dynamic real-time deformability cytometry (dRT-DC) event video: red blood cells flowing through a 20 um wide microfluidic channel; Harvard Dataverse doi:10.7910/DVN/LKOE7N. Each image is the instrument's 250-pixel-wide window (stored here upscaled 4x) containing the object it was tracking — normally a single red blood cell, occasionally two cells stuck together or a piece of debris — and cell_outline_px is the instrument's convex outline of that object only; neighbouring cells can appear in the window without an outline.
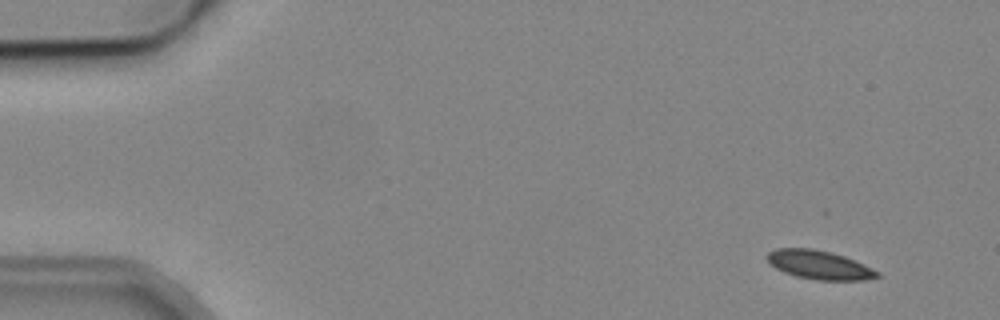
{"species": "common noctule bat (a hibernating species)", "species_latin": "Nyctalus noctula", "temperature_condition": "cold", "stored_images_in_passage": 6, "camera_frame_rate_fps": 3000, "um_per_image_px": 0.085, "animal": {"sex": "male", "body_mass_g": 19.2, "forearm_length_mm": 51.8}, "frame": {"image": 1, "passage_image": 2, "time_ms": 1.0, "image_size_px": [1000, 320], "cell_outline_px": [[880, 276], [864, 280], [816, 280], [796, 276], [784, 272], [768, 264], [764, 256], [768, 252], [776, 248], [812, 248], [844, 256], [864, 264], [880, 272]], "centroid_in_image_um": [69.59, 22.51], "position_along_channel_um": 15.4, "area_um2": 18.55}}
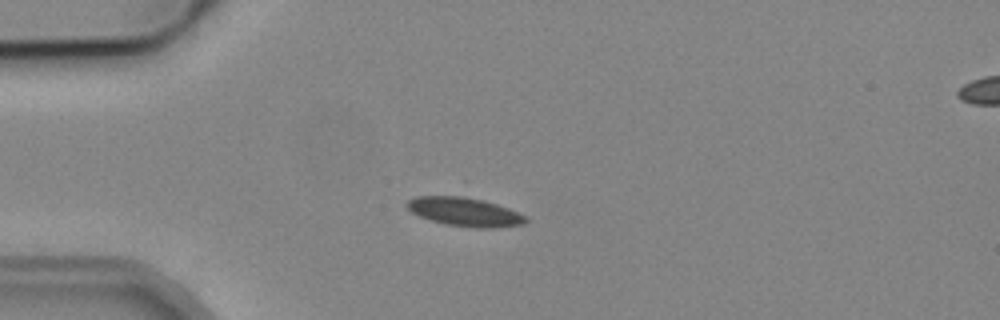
{"frame": {"image": 2, "passage_image": 4, "time_ms": 4.333, "image_size_px": [1000, 320], "cell_outline_px": [[528, 220], [524, 224], [492, 228], [476, 228], [444, 224], [420, 216], [412, 212], [404, 204], [408, 200], [416, 196], [456, 192], [484, 200], [508, 208], [524, 216]], "centroid_in_image_um": [39.42, 17.94], "position_along_channel_um": 45.6, "area_um2": 20.63}}